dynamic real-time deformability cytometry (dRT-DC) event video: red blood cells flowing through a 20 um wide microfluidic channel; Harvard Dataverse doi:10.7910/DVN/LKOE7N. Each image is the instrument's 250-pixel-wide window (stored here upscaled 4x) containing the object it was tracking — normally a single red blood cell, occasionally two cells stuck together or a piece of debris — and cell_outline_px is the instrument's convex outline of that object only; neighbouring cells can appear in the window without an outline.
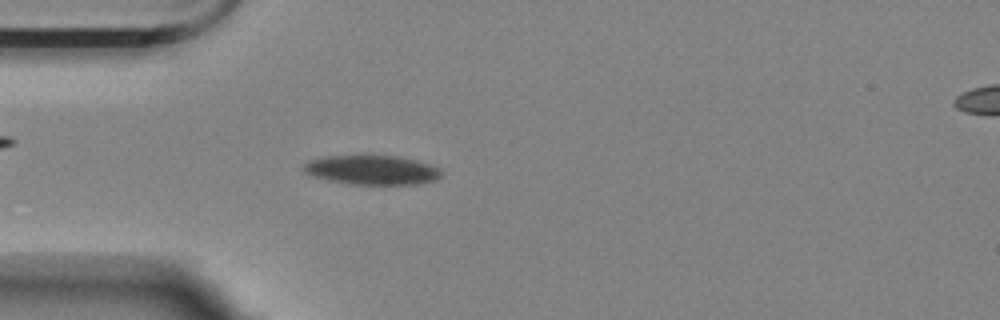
{"species": "Egyptian fruit bat (a non-hibernating species)", "species_latin": "Rousettus aegyptiacus", "temperature_condition": "room temperature", "stored_images_in_passage": 45, "camera_frame_rate_fps": 3000, "um_per_image_px": 0.085, "animal": {"sex": "female"}, "frame": {"image": 1, "passage_image": 3, "time_ms": 0.667, "image_size_px": [1000, 320], "cell_outline_px": [[444, 172], [436, 180], [416, 184], [348, 184], [316, 176], [304, 172], [304, 164], [308, 160], [324, 156], [396, 156], [416, 160], [440, 168]], "centroid_in_image_um": [31.66, 14.44], "position_along_channel_um": 53.3, "area_um2": 23.29}}
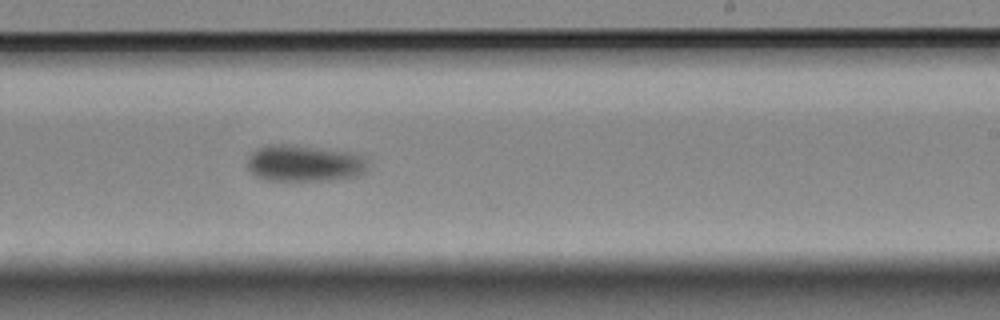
{"frame": {"image": 2, "passage_image": 22, "time_ms": 7.0, "image_size_px": [1000, 320], "cell_outline_px": [[368, 168], [360, 176], [328, 180], [264, 180], [248, 172], [248, 156], [256, 148], [268, 144], [292, 144], [344, 152], [364, 156], [368, 164]], "centroid_in_image_um": [25.82, 13.88], "position_along_channel_um": 263.2, "area_um2": 25.78}}
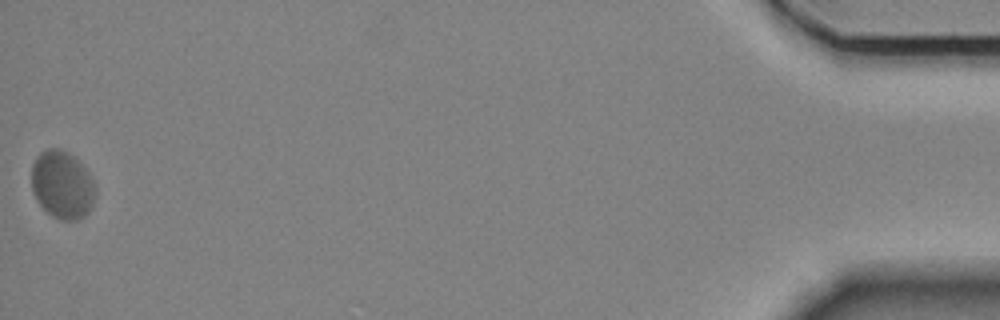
{"frame": {"image": 3, "passage_image": 45, "time_ms": 14.667, "image_size_px": [1000, 320], "cell_outline_px": [[92, 204], [88, 212], [80, 220], [60, 220], [52, 216], [36, 200], [32, 192], [32, 164], [36, 156], [40, 152], [48, 148], [56, 148], [68, 152], [84, 168], [92, 180]], "centroid_in_image_um": [5.23, 15.71], "position_along_channel_um": 430.0, "area_um2": 24.74}}